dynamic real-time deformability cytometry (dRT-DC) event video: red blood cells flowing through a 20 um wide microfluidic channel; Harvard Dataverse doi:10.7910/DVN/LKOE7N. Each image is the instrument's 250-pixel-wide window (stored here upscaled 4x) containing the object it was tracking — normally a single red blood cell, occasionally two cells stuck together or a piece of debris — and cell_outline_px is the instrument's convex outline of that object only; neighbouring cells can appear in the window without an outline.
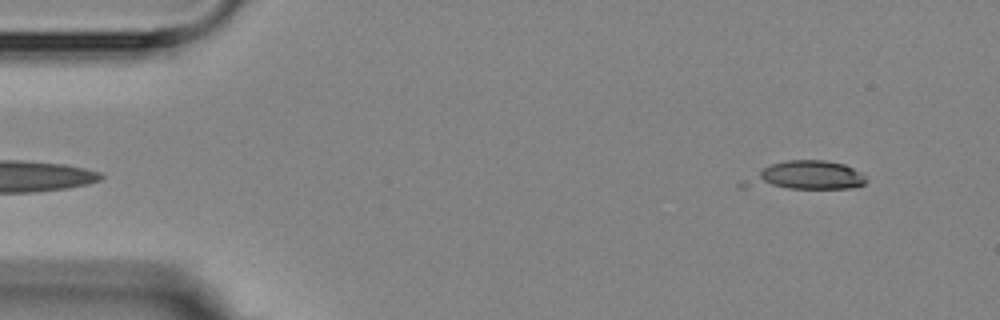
{"species": "Egyptian fruit bat (a non-hibernating species)", "species_latin": "Rousettus aegyptiacus", "temperature_condition": "room temperature", "stored_images_in_passage": 4, "camera_frame_rate_fps": 3000, "um_per_image_px": 0.085, "animal": {"sex": "female"}, "frame": {"image": 1, "passage_image": 4, "time_ms": 4.333, "image_size_px": [1000, 320], "cell_outline_px": [[868, 180], [864, 184], [852, 188], [740, 188], [736, 184], [764, 168], [772, 164], [788, 160], [824, 160], [844, 164], [860, 172]], "centroid_in_image_um": [68.42, 14.95], "position_along_channel_um": 16.6, "area_um2": 20.35}}